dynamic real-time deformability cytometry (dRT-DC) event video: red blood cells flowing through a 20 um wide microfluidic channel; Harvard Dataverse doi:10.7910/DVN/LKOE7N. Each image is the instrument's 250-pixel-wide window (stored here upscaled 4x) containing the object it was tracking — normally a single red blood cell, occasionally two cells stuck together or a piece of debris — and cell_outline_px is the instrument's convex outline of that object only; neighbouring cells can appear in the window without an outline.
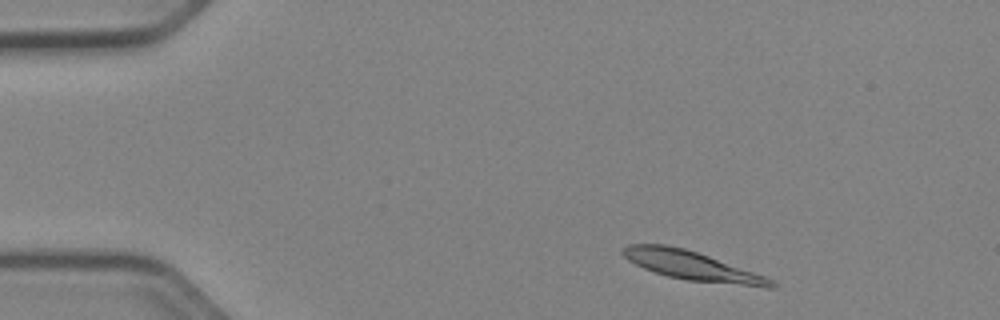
{"species": "Egyptian fruit bat (a non-hibernating species)", "species_latin": "Rousettus aegyptiacus", "temperature_condition": "cold", "stored_images_in_passage": 47, "camera_frame_rate_fps": 3000, "um_per_image_px": 0.085, "animal": {"sex": "female"}, "frame": {"image": 1, "passage_image": 3, "time_ms": 0.667, "image_size_px": [1000, 320], "cell_outline_px": [[776, 288], [764, 288], [688, 280], [668, 276], [644, 268], [628, 260], [620, 252], [620, 248], [628, 244], [664, 244], [684, 248], [708, 256], [764, 276], [772, 280], [776, 284]], "centroid_in_image_um": [58.79, 22.59], "position_along_channel_um": 26.2, "area_um2": 24.8}}
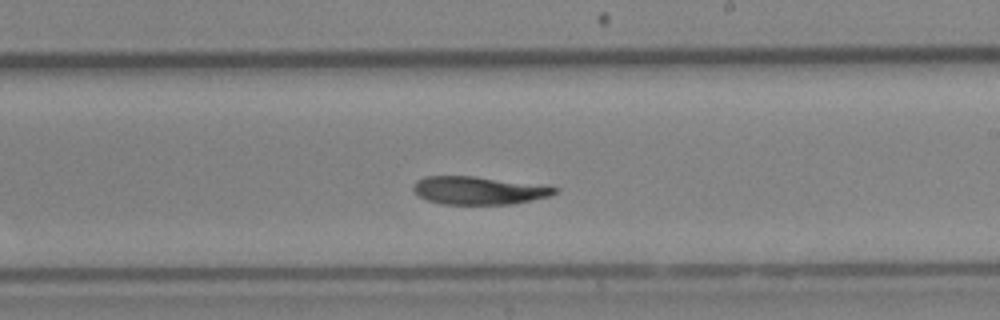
{"frame": {"image": 2, "passage_image": 26, "time_ms": 8.333, "image_size_px": [1000, 320], "cell_outline_px": [[560, 188], [556, 192], [548, 196], [512, 204], [440, 204], [428, 200], [420, 196], [412, 188], [416, 180], [424, 176], [472, 176]], "centroid_in_image_um": [40.61, 16.19], "position_along_channel_um": 248.4, "area_um2": 22.54}}
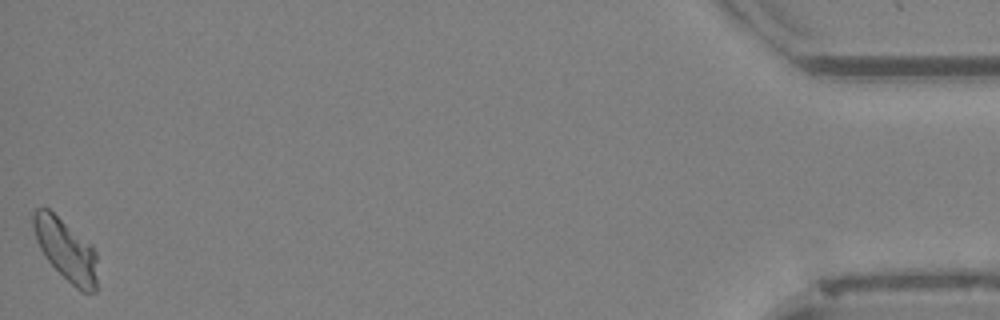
{"frame": {"image": 3, "passage_image": 47, "time_ms": 15.333, "image_size_px": [1000, 320], "cell_outline_px": [[96, 292], [80, 292], [44, 256], [36, 240], [32, 228], [32, 212], [36, 208], [48, 208], [92, 244], [96, 252]], "centroid_in_image_um": [5.59, 21.2], "position_along_channel_um": 429.6, "area_um2": 23.0}, "authors_computed_cell_mechanics": {"area_um2": 23.9292, "velocity_mm_per_s": 3.8869, "shape_relaxation_time_tau1_ms": 5.057, "shape_relaxation_time_tau2_ms": 6.0813, "deformation_change_tau1": 0.1467, "deformation_change_tau2": 0.1011}}